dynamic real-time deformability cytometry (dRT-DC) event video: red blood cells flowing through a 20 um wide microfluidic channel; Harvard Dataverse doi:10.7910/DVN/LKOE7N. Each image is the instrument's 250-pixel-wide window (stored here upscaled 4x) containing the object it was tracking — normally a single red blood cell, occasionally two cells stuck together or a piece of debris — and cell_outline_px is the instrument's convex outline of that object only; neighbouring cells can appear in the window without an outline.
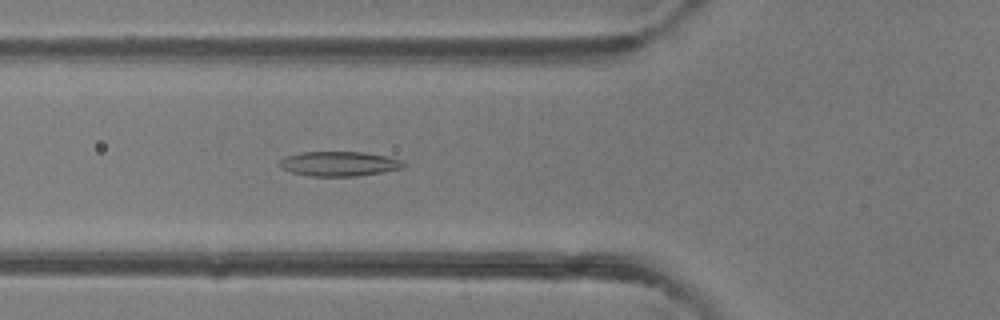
{"species": "common noctule bat (a hibernating species)", "species_latin": "Nyctalus noctula", "temperature_condition": "room temperature", "stored_images_in_passage": 42, "camera_frame_rate_fps": 3000, "um_per_image_px": 0.085, "animal": {"sex": "female"}, "frame": {"image": 1, "passage_image": 17, "time_ms": 5.333, "image_size_px": [1000, 320], "cell_outline_px": [[404, 164], [400, 168], [380, 172], [356, 176], [312, 176], [292, 172], [280, 168], [276, 164], [284, 156], [300, 152], [364, 152], [388, 156], [404, 160]], "centroid_in_image_um": [28.76, 13.91], "position_along_channel_um": 97.0, "area_um2": 17.86}}
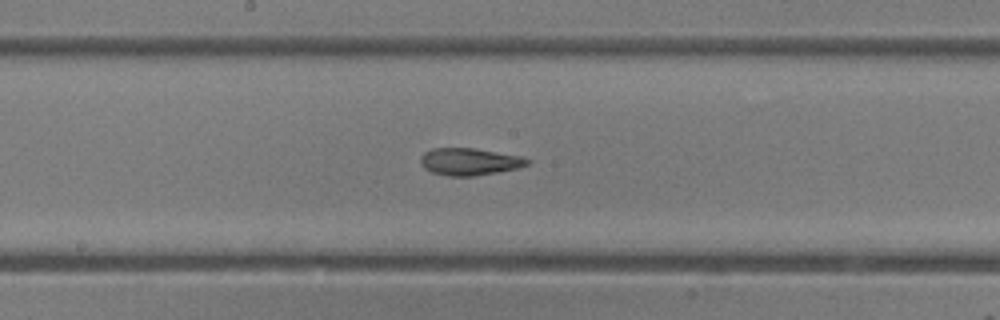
{"frame": {"image": 2, "passage_image": 25, "time_ms": 8.0, "image_size_px": [1000, 320], "cell_outline_px": [[532, 160], [528, 164], [520, 168], [472, 176], [448, 176], [432, 172], [424, 168], [420, 164], [420, 156], [424, 152], [432, 148], [476, 148], [520, 156]], "centroid_in_image_um": [39.89, 13.73], "position_along_channel_um": 208.3, "area_um2": 16.99}}
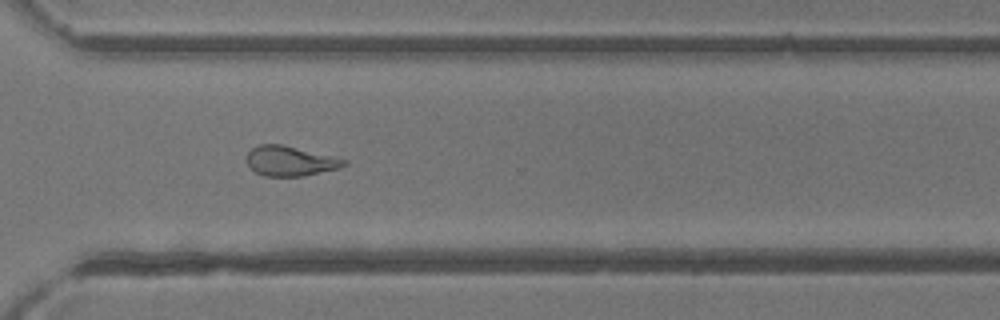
{"frame": {"image": 3, "passage_image": 35, "time_ms": 11.333, "image_size_px": [1000, 320], "cell_outline_px": [[348, 164], [340, 168], [304, 176], [264, 176], [256, 172], [248, 164], [248, 152], [252, 148], [260, 144], [280, 144], [332, 156], [348, 160]], "centroid_in_image_um": [24.7, 13.69], "position_along_channel_um": 345.9, "area_um2": 16.76}, "authors_computed_cell_mechanics": {"area_um2": 17.34, "velocity_mm_per_s": 4.1402, "shape_relaxation_time_tau1_ms": 6.4575, "shape_relaxation_time_tau2_ms": 2.8103, "deformation_change_tau1": 0.1999, "deformation_change_tau2": 0.1144}}